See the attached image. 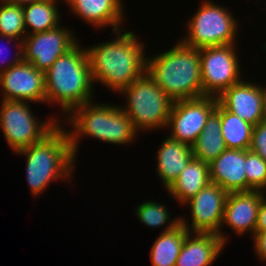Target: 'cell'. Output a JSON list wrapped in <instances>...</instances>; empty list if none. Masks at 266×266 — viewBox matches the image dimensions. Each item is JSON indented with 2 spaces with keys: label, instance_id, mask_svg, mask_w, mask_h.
<instances>
[{
  "label": "cell",
  "instance_id": "27",
  "mask_svg": "<svg viewBox=\"0 0 266 266\" xmlns=\"http://www.w3.org/2000/svg\"><path fill=\"white\" fill-rule=\"evenodd\" d=\"M247 191L260 190L266 181V161L257 153L245 150Z\"/></svg>",
  "mask_w": 266,
  "mask_h": 266
},
{
  "label": "cell",
  "instance_id": "20",
  "mask_svg": "<svg viewBox=\"0 0 266 266\" xmlns=\"http://www.w3.org/2000/svg\"><path fill=\"white\" fill-rule=\"evenodd\" d=\"M209 182L208 163L193 157L166 190L178 203L184 205Z\"/></svg>",
  "mask_w": 266,
  "mask_h": 266
},
{
  "label": "cell",
  "instance_id": "31",
  "mask_svg": "<svg viewBox=\"0 0 266 266\" xmlns=\"http://www.w3.org/2000/svg\"><path fill=\"white\" fill-rule=\"evenodd\" d=\"M266 231V195L261 196L255 232Z\"/></svg>",
  "mask_w": 266,
  "mask_h": 266
},
{
  "label": "cell",
  "instance_id": "22",
  "mask_svg": "<svg viewBox=\"0 0 266 266\" xmlns=\"http://www.w3.org/2000/svg\"><path fill=\"white\" fill-rule=\"evenodd\" d=\"M215 111L220 115L221 133L226 148L249 150L254 125L227 111L219 102Z\"/></svg>",
  "mask_w": 266,
  "mask_h": 266
},
{
  "label": "cell",
  "instance_id": "24",
  "mask_svg": "<svg viewBox=\"0 0 266 266\" xmlns=\"http://www.w3.org/2000/svg\"><path fill=\"white\" fill-rule=\"evenodd\" d=\"M188 233L181 223L171 231L161 232L151 247L152 266H175Z\"/></svg>",
  "mask_w": 266,
  "mask_h": 266
},
{
  "label": "cell",
  "instance_id": "3",
  "mask_svg": "<svg viewBox=\"0 0 266 266\" xmlns=\"http://www.w3.org/2000/svg\"><path fill=\"white\" fill-rule=\"evenodd\" d=\"M44 78L45 103L58 104L65 116L94 97L87 51L79 42L52 64Z\"/></svg>",
  "mask_w": 266,
  "mask_h": 266
},
{
  "label": "cell",
  "instance_id": "13",
  "mask_svg": "<svg viewBox=\"0 0 266 266\" xmlns=\"http://www.w3.org/2000/svg\"><path fill=\"white\" fill-rule=\"evenodd\" d=\"M1 100L45 103L44 72L22 60L0 74Z\"/></svg>",
  "mask_w": 266,
  "mask_h": 266
},
{
  "label": "cell",
  "instance_id": "6",
  "mask_svg": "<svg viewBox=\"0 0 266 266\" xmlns=\"http://www.w3.org/2000/svg\"><path fill=\"white\" fill-rule=\"evenodd\" d=\"M119 93L125 94L127 101L125 107H120L138 132L166 128L174 101L147 72Z\"/></svg>",
  "mask_w": 266,
  "mask_h": 266
},
{
  "label": "cell",
  "instance_id": "1",
  "mask_svg": "<svg viewBox=\"0 0 266 266\" xmlns=\"http://www.w3.org/2000/svg\"><path fill=\"white\" fill-rule=\"evenodd\" d=\"M114 33L112 41L86 47V51L93 83L119 93L146 72L147 56L134 32L121 29Z\"/></svg>",
  "mask_w": 266,
  "mask_h": 266
},
{
  "label": "cell",
  "instance_id": "23",
  "mask_svg": "<svg viewBox=\"0 0 266 266\" xmlns=\"http://www.w3.org/2000/svg\"><path fill=\"white\" fill-rule=\"evenodd\" d=\"M56 4L57 0H41L22 5L26 35L51 30L60 25L59 8Z\"/></svg>",
  "mask_w": 266,
  "mask_h": 266
},
{
  "label": "cell",
  "instance_id": "7",
  "mask_svg": "<svg viewBox=\"0 0 266 266\" xmlns=\"http://www.w3.org/2000/svg\"><path fill=\"white\" fill-rule=\"evenodd\" d=\"M227 7L204 0L188 20L185 38L180 41L195 48L236 44L238 20Z\"/></svg>",
  "mask_w": 266,
  "mask_h": 266
},
{
  "label": "cell",
  "instance_id": "17",
  "mask_svg": "<svg viewBox=\"0 0 266 266\" xmlns=\"http://www.w3.org/2000/svg\"><path fill=\"white\" fill-rule=\"evenodd\" d=\"M71 12L94 27L112 26L113 32L121 30L124 18L122 0H64Z\"/></svg>",
  "mask_w": 266,
  "mask_h": 266
},
{
  "label": "cell",
  "instance_id": "5",
  "mask_svg": "<svg viewBox=\"0 0 266 266\" xmlns=\"http://www.w3.org/2000/svg\"><path fill=\"white\" fill-rule=\"evenodd\" d=\"M67 117L71 124V129H68L67 133L75 157L83 136L96 138L108 144L127 145L138 135L128 115L120 106L113 104H96L91 101L76 107Z\"/></svg>",
  "mask_w": 266,
  "mask_h": 266
},
{
  "label": "cell",
  "instance_id": "11",
  "mask_svg": "<svg viewBox=\"0 0 266 266\" xmlns=\"http://www.w3.org/2000/svg\"><path fill=\"white\" fill-rule=\"evenodd\" d=\"M217 103L218 98L214 96L174 101L166 126L172 129L168 137L191 146L216 110Z\"/></svg>",
  "mask_w": 266,
  "mask_h": 266
},
{
  "label": "cell",
  "instance_id": "19",
  "mask_svg": "<svg viewBox=\"0 0 266 266\" xmlns=\"http://www.w3.org/2000/svg\"><path fill=\"white\" fill-rule=\"evenodd\" d=\"M156 156V173L167 189L193 158V153L190 145L170 139L167 136L162 141Z\"/></svg>",
  "mask_w": 266,
  "mask_h": 266
},
{
  "label": "cell",
  "instance_id": "18",
  "mask_svg": "<svg viewBox=\"0 0 266 266\" xmlns=\"http://www.w3.org/2000/svg\"><path fill=\"white\" fill-rule=\"evenodd\" d=\"M224 245L216 233L189 232L175 266H209L222 253Z\"/></svg>",
  "mask_w": 266,
  "mask_h": 266
},
{
  "label": "cell",
  "instance_id": "4",
  "mask_svg": "<svg viewBox=\"0 0 266 266\" xmlns=\"http://www.w3.org/2000/svg\"><path fill=\"white\" fill-rule=\"evenodd\" d=\"M15 153L26 156V178L33 196L42 194L53 180L73 177L76 158L61 123L42 140Z\"/></svg>",
  "mask_w": 266,
  "mask_h": 266
},
{
  "label": "cell",
  "instance_id": "30",
  "mask_svg": "<svg viewBox=\"0 0 266 266\" xmlns=\"http://www.w3.org/2000/svg\"><path fill=\"white\" fill-rule=\"evenodd\" d=\"M17 47L18 49L16 50L17 52H15L14 57L11 59H9V63H6V65L0 61V74L4 71H6L8 68H10L13 65H16L18 63H20L23 60V41L22 40H18L16 41ZM5 51H3V48L0 47V56L4 54ZM4 59V58H3ZM5 60V59H4ZM4 64V66H3Z\"/></svg>",
  "mask_w": 266,
  "mask_h": 266
},
{
  "label": "cell",
  "instance_id": "26",
  "mask_svg": "<svg viewBox=\"0 0 266 266\" xmlns=\"http://www.w3.org/2000/svg\"><path fill=\"white\" fill-rule=\"evenodd\" d=\"M135 209V215L139 221L148 227L159 228L166 224L162 233L171 231L180 224V217L170 219V211L161 203L147 200Z\"/></svg>",
  "mask_w": 266,
  "mask_h": 266
},
{
  "label": "cell",
  "instance_id": "29",
  "mask_svg": "<svg viewBox=\"0 0 266 266\" xmlns=\"http://www.w3.org/2000/svg\"><path fill=\"white\" fill-rule=\"evenodd\" d=\"M251 238L254 243L256 255L260 260L266 261V231L255 232Z\"/></svg>",
  "mask_w": 266,
  "mask_h": 266
},
{
  "label": "cell",
  "instance_id": "10",
  "mask_svg": "<svg viewBox=\"0 0 266 266\" xmlns=\"http://www.w3.org/2000/svg\"><path fill=\"white\" fill-rule=\"evenodd\" d=\"M228 192L219 185L209 182L192 199L187 201L191 213V224L180 216V223L188 232L216 233L224 244L227 243L226 234L221 230L224 207Z\"/></svg>",
  "mask_w": 266,
  "mask_h": 266
},
{
  "label": "cell",
  "instance_id": "21",
  "mask_svg": "<svg viewBox=\"0 0 266 266\" xmlns=\"http://www.w3.org/2000/svg\"><path fill=\"white\" fill-rule=\"evenodd\" d=\"M191 149L194 158L208 164L227 149L221 133L220 115L216 111L208 118L199 137L191 145Z\"/></svg>",
  "mask_w": 266,
  "mask_h": 266
},
{
  "label": "cell",
  "instance_id": "12",
  "mask_svg": "<svg viewBox=\"0 0 266 266\" xmlns=\"http://www.w3.org/2000/svg\"><path fill=\"white\" fill-rule=\"evenodd\" d=\"M77 43L73 32L62 25L26 35L23 39V60L45 73L61 55Z\"/></svg>",
  "mask_w": 266,
  "mask_h": 266
},
{
  "label": "cell",
  "instance_id": "16",
  "mask_svg": "<svg viewBox=\"0 0 266 266\" xmlns=\"http://www.w3.org/2000/svg\"><path fill=\"white\" fill-rule=\"evenodd\" d=\"M208 165L210 182L228 193L247 191L245 150L226 149Z\"/></svg>",
  "mask_w": 266,
  "mask_h": 266
},
{
  "label": "cell",
  "instance_id": "15",
  "mask_svg": "<svg viewBox=\"0 0 266 266\" xmlns=\"http://www.w3.org/2000/svg\"><path fill=\"white\" fill-rule=\"evenodd\" d=\"M262 194L259 190L230 192L227 195L221 229L226 225L243 235L247 232L255 234L258 209Z\"/></svg>",
  "mask_w": 266,
  "mask_h": 266
},
{
  "label": "cell",
  "instance_id": "9",
  "mask_svg": "<svg viewBox=\"0 0 266 266\" xmlns=\"http://www.w3.org/2000/svg\"><path fill=\"white\" fill-rule=\"evenodd\" d=\"M235 44L200 48L203 96L219 97L242 78Z\"/></svg>",
  "mask_w": 266,
  "mask_h": 266
},
{
  "label": "cell",
  "instance_id": "2",
  "mask_svg": "<svg viewBox=\"0 0 266 266\" xmlns=\"http://www.w3.org/2000/svg\"><path fill=\"white\" fill-rule=\"evenodd\" d=\"M146 72L173 101L203 97L200 49L180 40L166 52L146 58Z\"/></svg>",
  "mask_w": 266,
  "mask_h": 266
},
{
  "label": "cell",
  "instance_id": "32",
  "mask_svg": "<svg viewBox=\"0 0 266 266\" xmlns=\"http://www.w3.org/2000/svg\"><path fill=\"white\" fill-rule=\"evenodd\" d=\"M0 1H5V2L12 3V4H18V5H25L28 3L38 2L41 0H0Z\"/></svg>",
  "mask_w": 266,
  "mask_h": 266
},
{
  "label": "cell",
  "instance_id": "33",
  "mask_svg": "<svg viewBox=\"0 0 266 266\" xmlns=\"http://www.w3.org/2000/svg\"><path fill=\"white\" fill-rule=\"evenodd\" d=\"M265 190H266V181H265L263 187L259 190V192H260L262 195H266V193H264Z\"/></svg>",
  "mask_w": 266,
  "mask_h": 266
},
{
  "label": "cell",
  "instance_id": "25",
  "mask_svg": "<svg viewBox=\"0 0 266 266\" xmlns=\"http://www.w3.org/2000/svg\"><path fill=\"white\" fill-rule=\"evenodd\" d=\"M2 4V5H1ZM26 36L23 6L1 1L0 3V38L7 42L22 40Z\"/></svg>",
  "mask_w": 266,
  "mask_h": 266
},
{
  "label": "cell",
  "instance_id": "28",
  "mask_svg": "<svg viewBox=\"0 0 266 266\" xmlns=\"http://www.w3.org/2000/svg\"><path fill=\"white\" fill-rule=\"evenodd\" d=\"M249 150L257 153L266 161V118L254 126Z\"/></svg>",
  "mask_w": 266,
  "mask_h": 266
},
{
  "label": "cell",
  "instance_id": "14",
  "mask_svg": "<svg viewBox=\"0 0 266 266\" xmlns=\"http://www.w3.org/2000/svg\"><path fill=\"white\" fill-rule=\"evenodd\" d=\"M217 98L227 111L254 126L266 118L264 91L255 82L253 84L242 79Z\"/></svg>",
  "mask_w": 266,
  "mask_h": 266
},
{
  "label": "cell",
  "instance_id": "8",
  "mask_svg": "<svg viewBox=\"0 0 266 266\" xmlns=\"http://www.w3.org/2000/svg\"><path fill=\"white\" fill-rule=\"evenodd\" d=\"M1 102V130L14 153L42 140L60 123L55 115L49 120L39 121L27 102L10 100H1Z\"/></svg>",
  "mask_w": 266,
  "mask_h": 266
},
{
  "label": "cell",
  "instance_id": "34",
  "mask_svg": "<svg viewBox=\"0 0 266 266\" xmlns=\"http://www.w3.org/2000/svg\"><path fill=\"white\" fill-rule=\"evenodd\" d=\"M263 88V91H264V97H265V106H266V88L265 87H262Z\"/></svg>",
  "mask_w": 266,
  "mask_h": 266
}]
</instances>
